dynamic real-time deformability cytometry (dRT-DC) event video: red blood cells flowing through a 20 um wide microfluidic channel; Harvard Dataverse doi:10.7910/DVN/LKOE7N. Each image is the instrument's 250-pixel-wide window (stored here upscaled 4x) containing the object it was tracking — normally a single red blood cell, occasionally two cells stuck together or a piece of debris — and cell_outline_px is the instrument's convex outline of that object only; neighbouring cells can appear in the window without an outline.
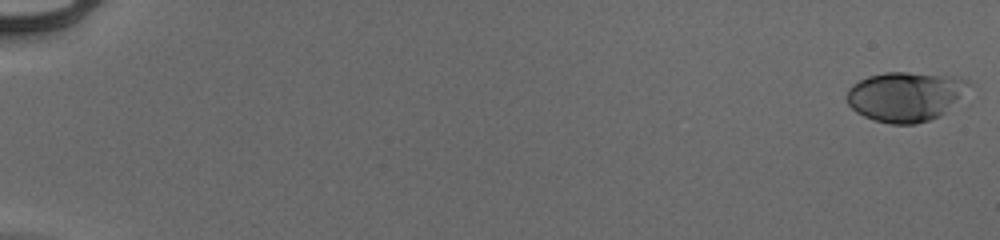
{"species": "human", "species_latin": "Homo sapiens", "temperature_condition": "cold", "stored_images_in_passage": 55, "camera_frame_rate_fps": 3000, "um_per_image_px": 0.085, "donor": {"sex": "male"}, "frame": {"image": 1, "passage_image": 1, "time_ms": 0.0, "image_size_px": [1000, 240], "cell_outline_px": [[972, 84], [940, 116], [916, 124], [888, 124], [872, 120], [856, 112], [848, 104], [844, 96], [848, 88], [852, 84], [868, 76], [884, 72], [908, 72], [960, 76], [968, 80]], "centroid_in_image_um": [76.92, 8.18], "position_along_channel_um": 8.1, "area_um2": 35.55}}
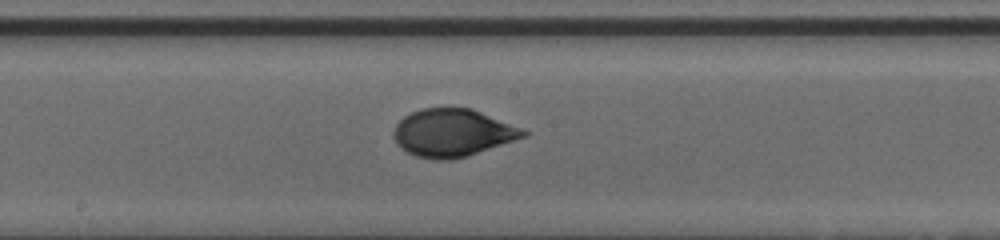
{"frame": {"image": 2, "passage_image": 32, "time_ms": 10.333, "image_size_px": [1000, 240], "cell_outline_px": [[532, 132], [528, 136], [468, 156], [452, 160], [436, 160], [416, 156], [400, 148], [396, 144], [392, 136], [392, 132], [396, 124], [404, 116], [420, 108], [448, 104], [452, 104], [472, 108], [524, 128]], "centroid_in_image_um": [38.49, 11.24], "position_along_channel_um": 209.7, "area_um2": 37.4}}
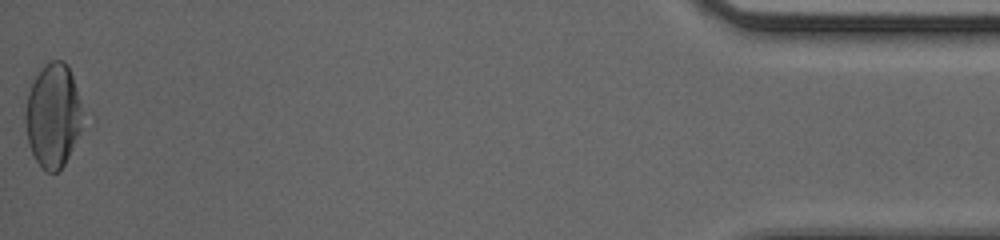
{"frame": {"image": 3, "passage_image": 55, "time_ms": 18.0, "image_size_px": [1000, 240], "cell_outline_px": [[88, 116], [64, 164], [56, 172], [44, 172], [36, 160], [28, 144], [24, 120], [24, 112], [28, 92], [36, 76], [44, 64], [52, 60], [64, 60], [68, 64]], "centroid_in_image_um": [4.55, 9.8], "position_along_channel_um": 430.6, "area_um2": 35.66}, "authors_computed_cell_mechanics": {"area_um2": 34.7956, "velocity_mm_per_s": 3.9597, "shape_relaxation_time_tau1_ms": 3.981, "shape_relaxation_time_tau2_ms": null, "deformation_change_tau1": 0.1767, "deformation_change_tau2": null}}